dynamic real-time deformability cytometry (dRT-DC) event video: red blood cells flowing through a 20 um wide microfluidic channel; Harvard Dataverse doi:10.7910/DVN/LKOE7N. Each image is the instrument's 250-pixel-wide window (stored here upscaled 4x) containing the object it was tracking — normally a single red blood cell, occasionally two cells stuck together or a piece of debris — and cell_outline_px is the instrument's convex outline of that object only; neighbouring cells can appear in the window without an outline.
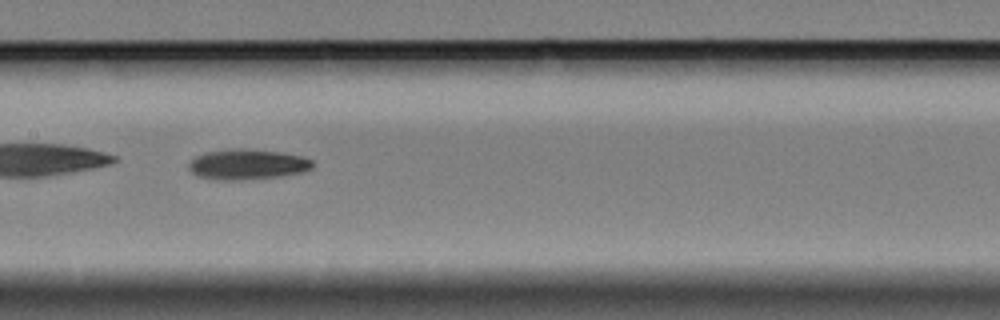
{"species": "Egyptian fruit bat (a non-hibernating species)", "species_latin": "Rousettus aegyptiacus", "temperature_condition": "cold", "stored_images_in_passage": 38, "camera_frame_rate_fps": 3000, "um_per_image_px": 0.085, "animal": {"sex": "female"}, "frame": {"image": 1, "passage_image": 12, "time_ms": 3.667, "image_size_px": [1000, 320], "cell_outline_px": [[312, 168], [304, 172], [280, 176], [240, 180], [216, 180], [196, 176], [188, 168], [188, 164], [196, 156], [208, 152], [232, 148], [244, 148], [280, 152], [300, 156], [312, 160]], "centroid_in_image_um": [21.0, 13.97], "position_along_channel_um": 186.4, "area_um2": 21.91}}
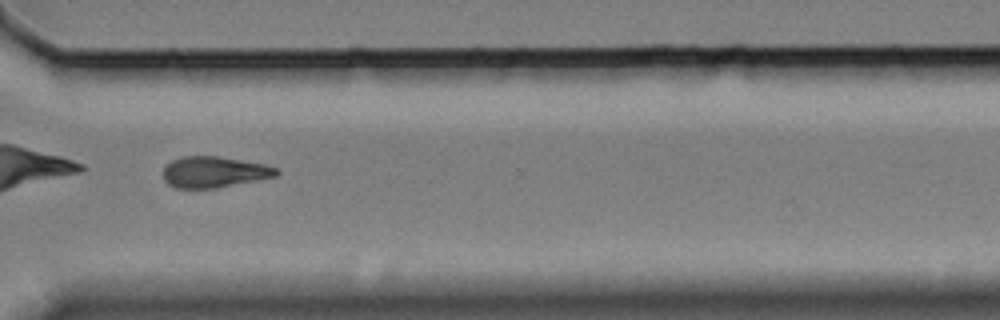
{"frame": {"image": 2, "passage_image": 27, "time_ms": 8.667, "image_size_px": [1000, 320], "cell_outline_px": [[280, 172], [276, 176], [216, 188], [176, 188], [168, 184], [164, 180], [164, 168], [172, 160], [184, 156], [216, 156], [264, 164], [276, 168]], "centroid_in_image_um": [18.19, 14.62], "position_along_channel_um": 352.4, "area_um2": 20.23}, "authors_computed_cell_mechanics": {"area_um2": 21.1837, "velocity_mm_per_s": 3.3292, "shape_relaxation_time_tau1_ms": 3.8099, "shape_relaxation_time_tau2_ms": null, "deformation_change_tau1": 0.1266, "deformation_change_tau2": null}}